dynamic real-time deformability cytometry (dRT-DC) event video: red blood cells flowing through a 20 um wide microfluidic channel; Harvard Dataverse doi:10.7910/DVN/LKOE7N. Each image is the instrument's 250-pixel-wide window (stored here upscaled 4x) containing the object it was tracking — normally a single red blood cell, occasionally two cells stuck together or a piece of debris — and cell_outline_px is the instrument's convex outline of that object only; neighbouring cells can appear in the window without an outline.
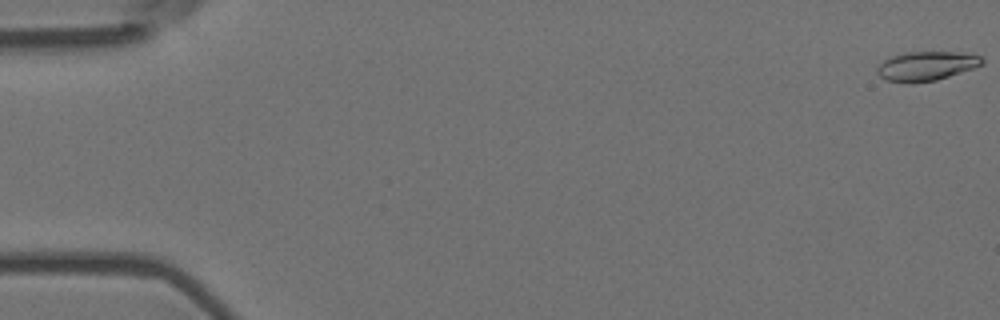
{"species": "Egyptian fruit bat (a non-hibernating species)", "species_latin": "Rousettus aegyptiacus", "temperature_condition": "room temperature", "stored_images_in_passage": 9, "camera_frame_rate_fps": 3000, "um_per_image_px": 0.085, "animal": {"sex": "female"}, "frame": {"image": 1, "passage_image": 1, "time_ms": 0.0, "image_size_px": [1000, 320], "cell_outline_px": [[984, 64], [936, 80], [912, 84], [908, 84], [888, 80], [880, 76], [876, 72], [876, 68], [888, 56], [904, 52], [956, 52], [980, 56], [984, 60]], "centroid_in_image_um": [78.68, 5.61], "position_along_channel_um": 6.3, "area_um2": 17.92}}